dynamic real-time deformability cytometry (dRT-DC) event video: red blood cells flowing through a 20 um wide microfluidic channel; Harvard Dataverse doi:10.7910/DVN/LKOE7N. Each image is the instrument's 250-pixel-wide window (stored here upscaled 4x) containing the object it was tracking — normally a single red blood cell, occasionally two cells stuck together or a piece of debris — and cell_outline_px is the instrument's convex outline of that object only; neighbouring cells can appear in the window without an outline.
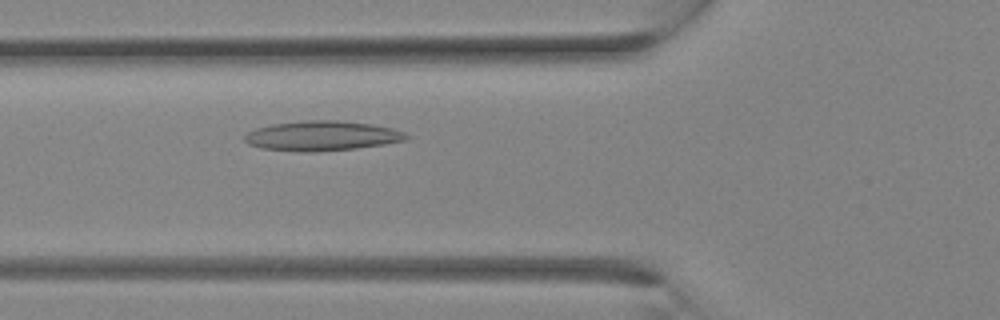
{"species": "Egyptian fruit bat (a non-hibernating species)", "species_latin": "Rousettus aegyptiacus", "temperature_condition": "room temperature", "stored_images_in_passage": 10, "camera_frame_rate_fps": 3000, "um_per_image_px": 0.085, "animal": {"sex": "female"}, "frame": {"image": 1, "passage_image": 10, "time_ms": 3.0, "image_size_px": [1000, 320], "cell_outline_px": [[412, 136], [404, 140], [384, 144], [356, 148], [312, 152], [300, 152], [260, 148], [248, 144], [244, 140], [244, 136], [248, 132], [256, 128], [272, 124], [308, 120], [336, 120], [372, 124], [392, 128], [404, 132]], "centroid_in_image_um": [27.35, 11.55], "position_along_channel_um": 98.4, "area_um2": 28.09}}